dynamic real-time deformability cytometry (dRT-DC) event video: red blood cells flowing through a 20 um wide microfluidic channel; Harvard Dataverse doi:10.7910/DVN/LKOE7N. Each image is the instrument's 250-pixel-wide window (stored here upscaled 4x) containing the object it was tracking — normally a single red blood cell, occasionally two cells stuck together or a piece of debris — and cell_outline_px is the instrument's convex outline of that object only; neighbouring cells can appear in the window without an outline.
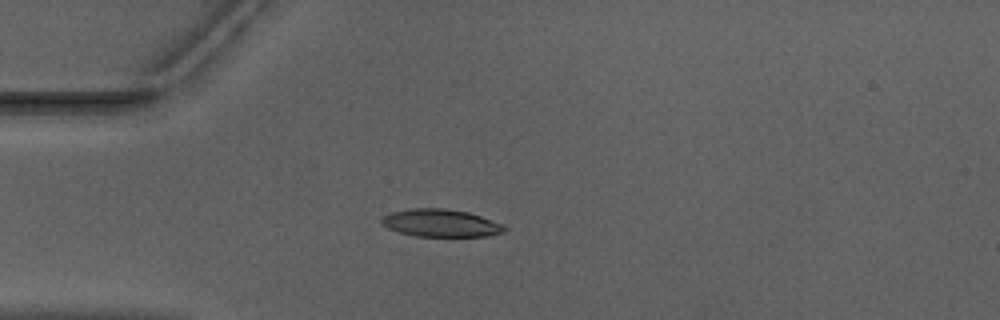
{"species": "Egyptian fruit bat (a non-hibernating species)", "species_latin": "Rousettus aegyptiacus", "temperature_condition": "warm", "stored_images_in_passage": 52, "camera_frame_rate_fps": 3000, "um_per_image_px": 0.085, "animal": {"sex": "male"}, "frame": {"image": 1, "passage_image": 14, "time_ms": 4.333, "image_size_px": [1000, 320], "cell_outline_px": [[508, 228], [504, 232], [488, 236], [416, 236], [400, 232], [388, 228], [380, 224], [380, 216], [392, 212], [412, 208], [444, 208], [468, 212], [480, 216], [500, 224]], "centroid_in_image_um": [37.41, 18.95], "position_along_channel_um": 47.6, "area_um2": 19.71}}
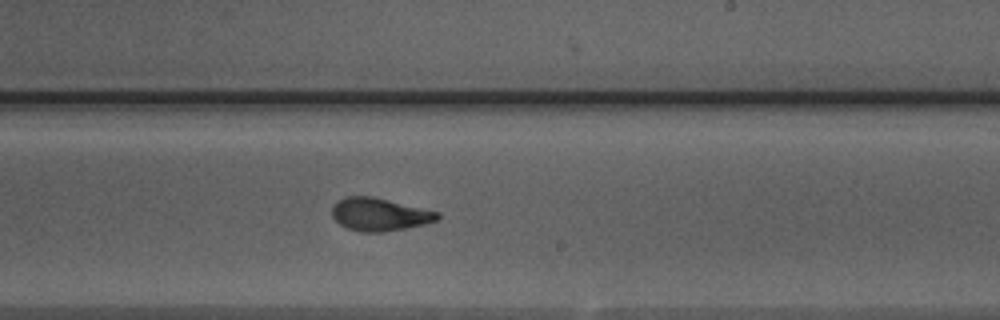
{"frame": {"image": 2, "passage_image": 31, "time_ms": 10.0, "image_size_px": [1000, 320], "cell_outline_px": [[440, 220], [424, 224], [384, 232], [360, 232], [348, 228], [340, 224], [332, 216], [332, 208], [344, 196], [372, 196], [440, 212]], "centroid_in_image_um": [32.29, 18.22], "position_along_channel_um": 256.7, "area_um2": 20.11}}
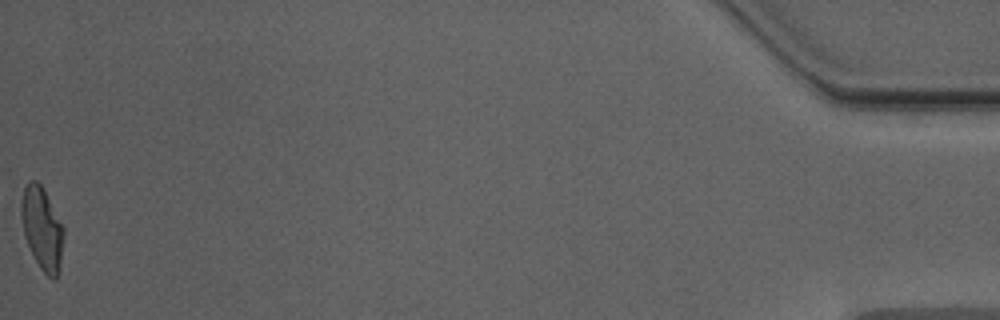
{"frame": {"image": 3, "passage_image": 52, "time_ms": 17.0, "image_size_px": [1000, 320], "cell_outline_px": [[64, 236], [60, 264], [56, 280], [52, 280], [40, 268], [28, 244], [24, 232], [20, 216], [20, 200], [24, 188], [28, 180], [36, 180], [44, 188], [64, 228]], "centroid_in_image_um": [3.57, 19.38], "position_along_channel_um": 431.6, "area_um2": 20.46}, "authors_computed_cell_mechanics": {"area_um2": 20.1144, "velocity_mm_per_s": 3.9639, "shape_relaxation_time_tau1_ms": 3.6472, "shape_relaxation_time_tau2_ms": 1.3279, "deformation_change_tau1": 0.1573, "deformation_change_tau2": 0.0755}}